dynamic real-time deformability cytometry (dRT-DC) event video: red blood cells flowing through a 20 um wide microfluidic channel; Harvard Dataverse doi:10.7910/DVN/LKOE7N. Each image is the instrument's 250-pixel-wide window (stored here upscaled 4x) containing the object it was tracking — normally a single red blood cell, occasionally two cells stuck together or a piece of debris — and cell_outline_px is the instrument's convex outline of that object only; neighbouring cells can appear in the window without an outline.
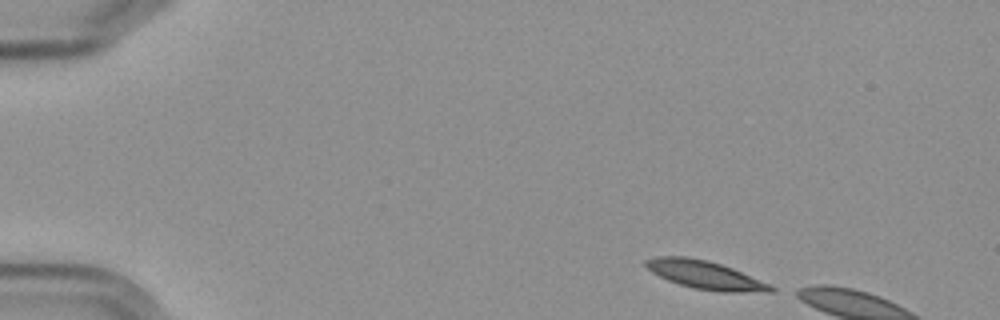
{"species": "Egyptian fruit bat (a non-hibernating species)", "species_latin": "Rousettus aegyptiacus", "temperature_condition": "cold", "stored_images_in_passage": 3, "camera_frame_rate_fps": 3000, "um_per_image_px": 0.085, "frame": {"image": 1, "passage_image": 1, "time_ms": 0.0, "image_size_px": [1000, 320], "cell_outline_px": [[776, 292], [720, 292], [692, 288], [668, 280], [652, 272], [644, 264], [644, 260], [660, 256], [688, 256], [708, 260], [732, 268], [768, 284], [776, 288]], "centroid_in_image_um": [59.93, 23.37], "position_along_channel_um": 25.1, "area_um2": 20.46}}